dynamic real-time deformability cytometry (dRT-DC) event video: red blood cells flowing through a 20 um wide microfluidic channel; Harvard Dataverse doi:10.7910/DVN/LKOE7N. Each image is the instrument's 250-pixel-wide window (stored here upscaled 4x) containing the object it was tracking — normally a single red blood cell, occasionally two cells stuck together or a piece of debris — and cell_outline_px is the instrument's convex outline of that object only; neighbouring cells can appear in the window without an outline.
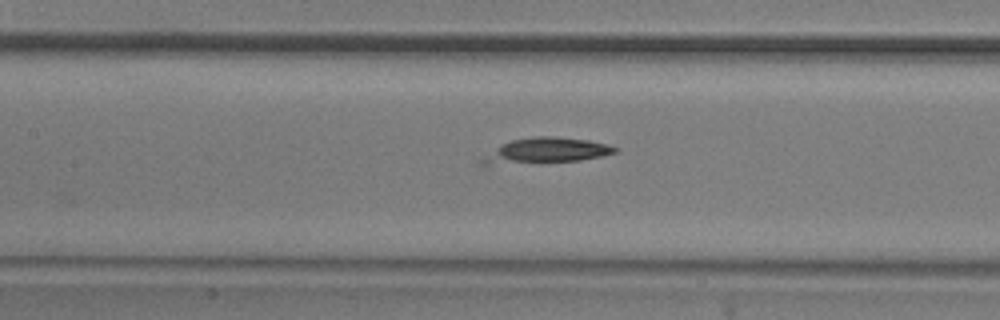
{"species": "common noctule bat (a hibernating species)", "species_latin": "Nyctalus noctula", "temperature_condition": "room temperature", "stored_images_in_passage": 23, "camera_frame_rate_fps": 3000, "um_per_image_px": 0.085, "animal": {"sex": "male", "body_mass_g": 20.5, "forearm_length_mm": 52.5}, "frame": {"image": 1, "passage_image": 13, "time_ms": 4.0, "image_size_px": [1000, 320], "cell_outline_px": [[616, 152], [600, 156], [580, 160], [488, 164], [480, 164], [480, 160], [500, 144], [512, 140], [536, 136], [552, 136], [588, 140], [608, 144], [616, 148]], "centroid_in_image_um": [46.42, 12.78], "position_along_channel_um": 161.0, "area_um2": 19.02}}
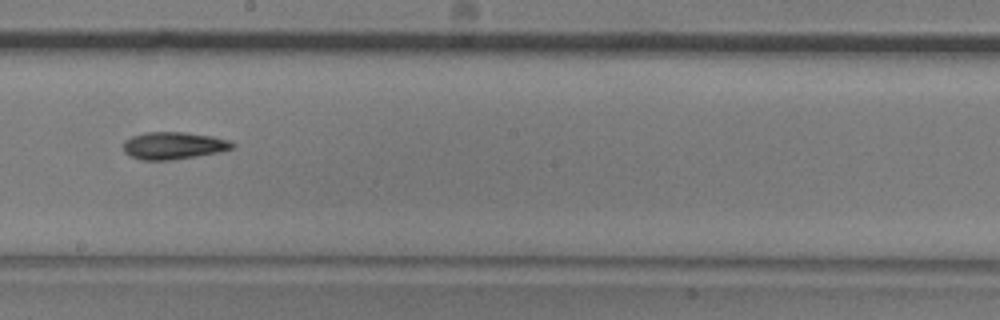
{"frame": {"image": 2, "passage_image": 19, "time_ms": 6.0, "image_size_px": [1000, 320], "cell_outline_px": [[236, 144], [232, 148], [220, 152], [172, 160], [140, 160], [128, 156], [124, 152], [124, 140], [132, 136], [144, 132], [184, 132], [212, 136], [228, 140]], "centroid_in_image_um": [14.72, 12.38], "position_along_channel_um": 233.5, "area_um2": 17.46}}
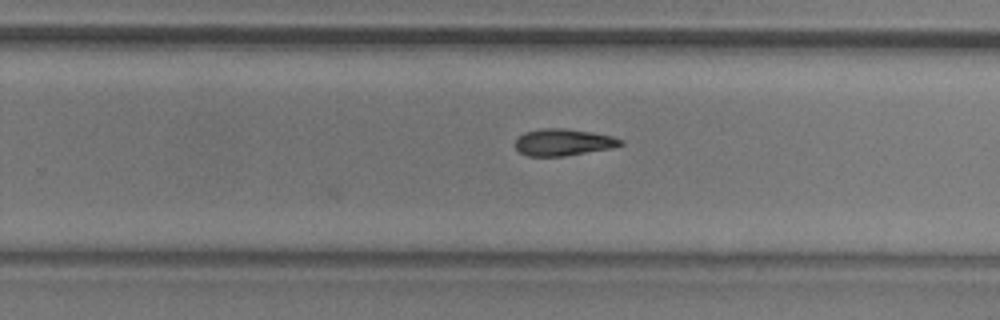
{"frame": {"image": 3, "passage_image": 23, "time_ms": 7.333, "image_size_px": [1000, 320], "cell_outline_px": [[624, 144], [612, 148], [564, 156], [528, 156], [520, 152], [516, 148], [516, 140], [524, 132], [540, 128], [564, 128], [592, 132], [612, 136], [624, 140]], "centroid_in_image_um": [47.9, 12.08], "position_along_channel_um": 281.9, "area_um2": 16.47}}